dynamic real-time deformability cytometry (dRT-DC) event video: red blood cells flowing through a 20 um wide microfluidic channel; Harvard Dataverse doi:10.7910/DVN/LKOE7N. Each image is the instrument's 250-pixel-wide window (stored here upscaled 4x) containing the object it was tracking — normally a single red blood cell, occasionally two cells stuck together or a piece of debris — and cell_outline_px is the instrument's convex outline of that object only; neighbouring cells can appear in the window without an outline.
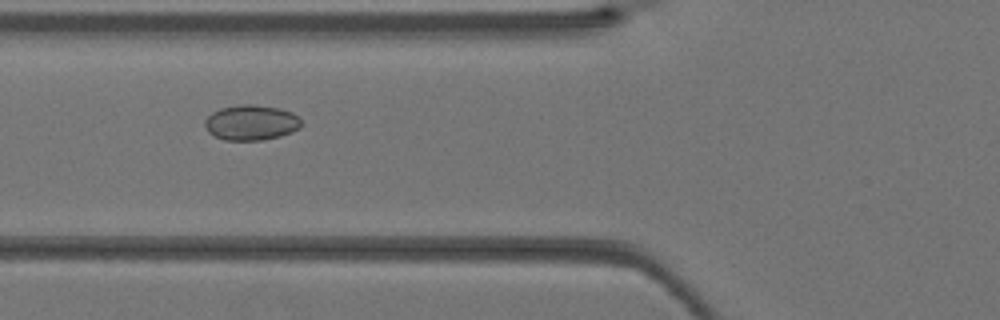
{"species": "Egyptian fruit bat (a non-hibernating species)", "species_latin": "Rousettus aegyptiacus", "temperature_condition": "warm", "stored_images_in_passage": 32, "camera_frame_rate_fps": 3000, "um_per_image_px": 0.085, "animal": {"sex": "female"}, "frame": {"image": 1, "passage_image": 8, "time_ms": 2.333, "image_size_px": [1000, 320], "cell_outline_px": [[300, 128], [292, 132], [280, 136], [260, 140], [224, 140], [208, 132], [204, 124], [204, 120], [212, 112], [220, 108], [240, 104], [256, 104], [280, 108], [292, 112], [300, 120]], "centroid_in_image_um": [21.33, 10.41], "position_along_channel_um": 104.5, "area_um2": 19.88}}
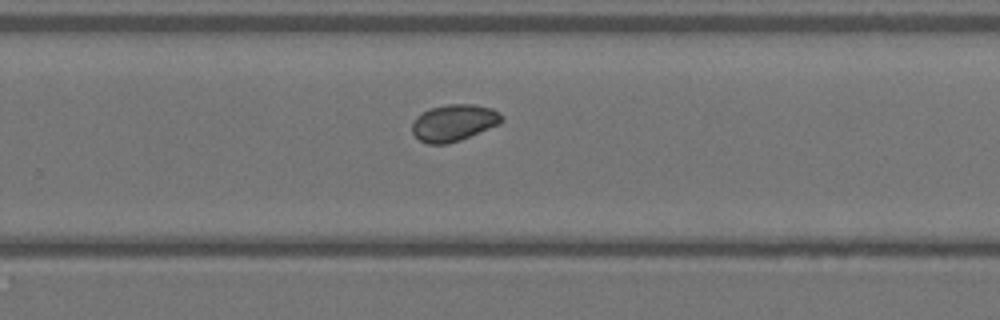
{"frame": {"image": 2, "passage_image": 19, "time_ms": 6.0, "image_size_px": [1000, 320], "cell_outline_px": [[504, 120], [500, 124], [460, 140], [448, 144], [428, 144], [420, 140], [412, 132], [412, 124], [416, 116], [428, 108], [444, 104], [472, 104], [492, 108], [500, 112], [504, 116]], "centroid_in_image_um": [38.59, 10.42], "position_along_channel_um": 291.2, "area_um2": 19.42}}
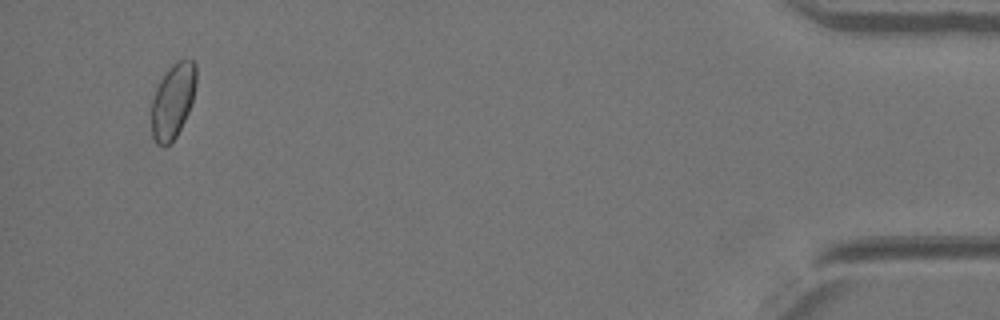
{"frame": {"image": 3, "passage_image": 31, "time_ms": 10.0, "image_size_px": [1000, 320], "cell_outline_px": [[196, 84], [192, 104], [176, 136], [164, 148], [156, 144], [152, 136], [152, 100], [156, 88], [160, 80], [172, 64], [180, 60], [192, 60], [196, 64]], "centroid_in_image_um": [14.69, 8.58], "position_along_channel_um": 420.5, "area_um2": 19.42}}